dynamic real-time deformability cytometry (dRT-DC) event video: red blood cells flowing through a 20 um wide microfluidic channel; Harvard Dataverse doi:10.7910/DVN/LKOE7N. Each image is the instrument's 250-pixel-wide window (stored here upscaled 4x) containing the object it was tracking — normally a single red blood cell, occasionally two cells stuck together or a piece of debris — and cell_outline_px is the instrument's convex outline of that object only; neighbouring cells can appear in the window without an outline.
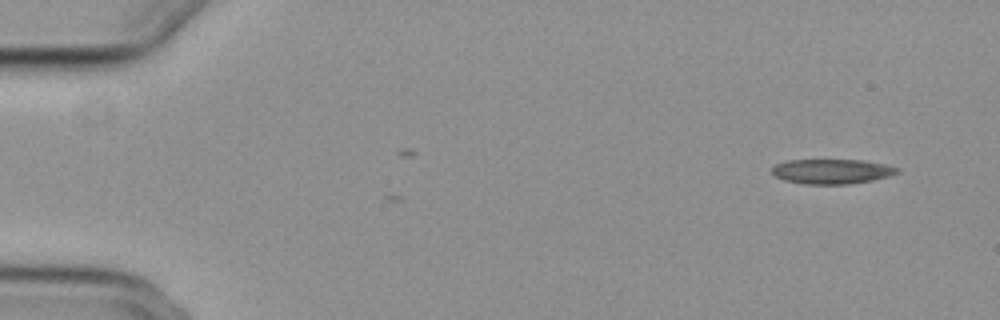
{"species": "common noctule bat (a hibernating species)", "species_latin": "Nyctalus noctula", "temperature_condition": "cold", "stored_images_in_passage": 3, "camera_frame_rate_fps": 3000, "um_per_image_px": 0.085, "animal": {"sex": "female", "body_mass_g": 29.2, "forearm_length_mm": 56.3}, "frame": {"image": 1, "passage_image": 1, "time_ms": 0.0, "image_size_px": [1000, 320], "cell_outline_px": [[900, 172], [888, 176], [872, 180], [848, 184], [804, 184], [784, 180], [776, 176], [772, 172], [772, 168], [776, 164], [788, 160], [864, 160], [888, 164], [900, 168]], "centroid_in_image_um": [70.75, 14.56], "position_along_channel_um": 14.2, "area_um2": 18.15}}